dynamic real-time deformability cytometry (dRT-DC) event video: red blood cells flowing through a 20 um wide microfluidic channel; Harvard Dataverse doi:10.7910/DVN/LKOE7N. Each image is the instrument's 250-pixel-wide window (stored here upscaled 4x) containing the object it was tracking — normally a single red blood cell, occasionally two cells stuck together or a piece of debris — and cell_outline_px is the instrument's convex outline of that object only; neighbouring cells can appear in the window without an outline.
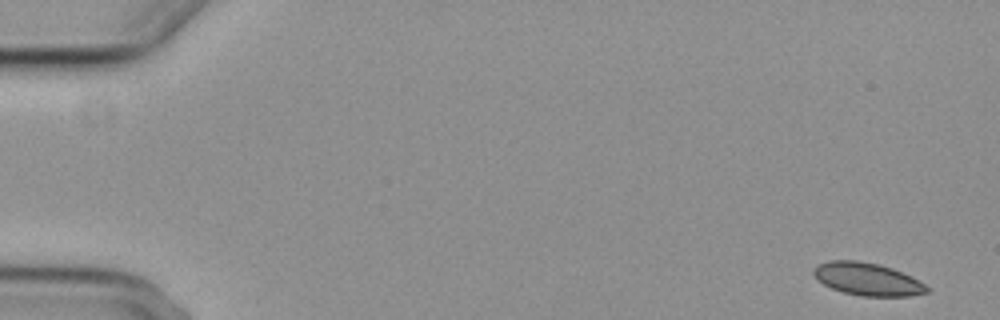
{"species": "common noctule bat (a hibernating species)", "species_latin": "Nyctalus noctula", "temperature_condition": "cold", "stored_images_in_passage": 6, "camera_frame_rate_fps": 3000, "um_per_image_px": 0.085, "animal": {"sex": "female", "body_mass_g": 29.2, "forearm_length_mm": 56.3}, "frame": {"image": 1, "passage_image": 1, "time_ms": 0.0, "image_size_px": [1000, 320], "cell_outline_px": [[932, 288], [928, 292], [908, 296], [860, 296], [844, 292], [832, 288], [816, 280], [812, 272], [812, 268], [816, 264], [828, 260], [860, 260], [880, 264], [892, 268], [912, 276]], "centroid_in_image_um": [73.72, 23.71], "position_along_channel_um": 11.3, "area_um2": 21.96}}
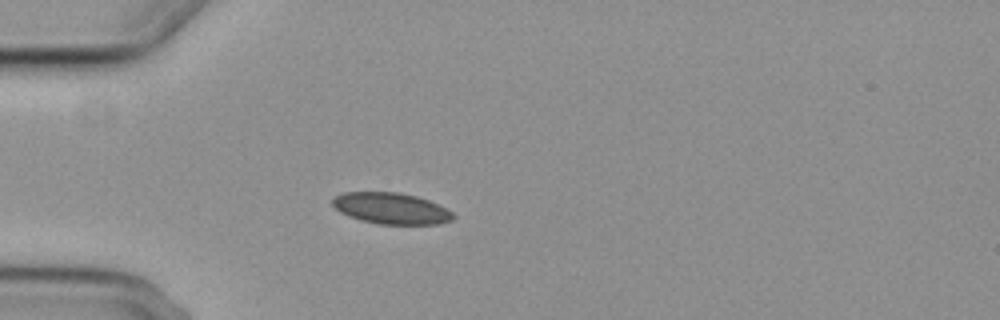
{"frame": {"image": 2, "passage_image": 5, "time_ms": 4.667, "image_size_px": [1000, 320], "cell_outline_px": [[456, 216], [452, 220], [440, 224], [376, 224], [360, 220], [348, 216], [340, 212], [332, 204], [332, 196], [344, 192], [400, 192], [416, 196], [428, 200], [452, 212]], "centroid_in_image_um": [33.21, 17.71], "position_along_channel_um": 51.8, "area_um2": 22.08}}